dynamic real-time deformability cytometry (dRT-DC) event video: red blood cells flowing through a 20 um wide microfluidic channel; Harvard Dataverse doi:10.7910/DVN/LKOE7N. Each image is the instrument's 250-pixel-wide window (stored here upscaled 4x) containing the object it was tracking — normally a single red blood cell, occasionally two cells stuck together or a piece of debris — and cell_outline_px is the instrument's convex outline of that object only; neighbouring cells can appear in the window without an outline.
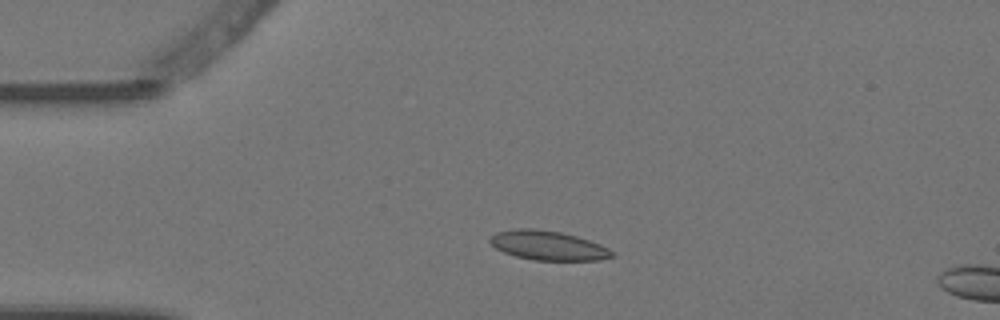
{"species": "Egyptian fruit bat (a non-hibernating species)", "species_latin": "Rousettus aegyptiacus", "temperature_condition": "warm", "stored_images_in_passage": 4, "camera_frame_rate_fps": 3000, "um_per_image_px": 0.085, "animal": {"sex": "female"}, "frame": {"image": 1, "passage_image": 3, "time_ms": 0.667, "image_size_px": [1000, 320], "cell_outline_px": [[612, 256], [600, 260], [532, 260], [516, 256], [504, 252], [496, 248], [488, 240], [496, 232], [520, 228], [532, 228], [560, 232], [576, 236], [600, 244], [608, 248], [612, 252]], "centroid_in_image_um": [46.56, 20.86], "position_along_channel_um": 38.4, "area_um2": 20.58}}